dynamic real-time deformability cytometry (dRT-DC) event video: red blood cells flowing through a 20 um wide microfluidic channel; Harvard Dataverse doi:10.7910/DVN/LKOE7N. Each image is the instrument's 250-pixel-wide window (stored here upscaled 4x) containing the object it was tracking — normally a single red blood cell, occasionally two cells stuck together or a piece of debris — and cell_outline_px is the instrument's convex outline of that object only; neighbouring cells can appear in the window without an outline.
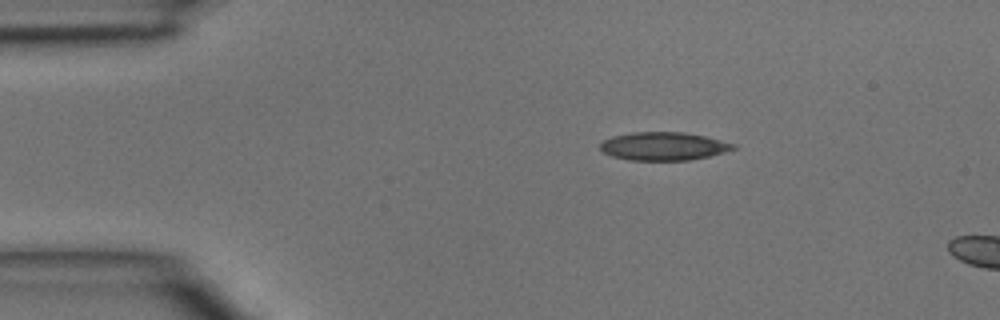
{"species": "common noctule bat (a hibernating species)", "species_latin": "Nyctalus noctula", "temperature_condition": "room temperature", "stored_images_in_passage": 3, "camera_frame_rate_fps": 3000, "um_per_image_px": 0.085, "animal": {"sex": "male", "body_mass_g": 15.6}, "frame": {"image": 1, "passage_image": 2, "time_ms": 0.333, "image_size_px": [1000, 320], "cell_outline_px": [[736, 148], [724, 152], [708, 156], [688, 160], [628, 160], [612, 156], [604, 152], [600, 148], [600, 144], [604, 140], [612, 136], [632, 132], [684, 132], [704, 136], [736, 144]], "centroid_in_image_um": [56.38, 12.42], "position_along_channel_um": 28.6, "area_um2": 21.73}}